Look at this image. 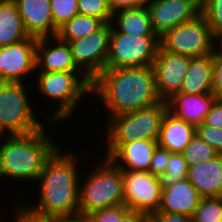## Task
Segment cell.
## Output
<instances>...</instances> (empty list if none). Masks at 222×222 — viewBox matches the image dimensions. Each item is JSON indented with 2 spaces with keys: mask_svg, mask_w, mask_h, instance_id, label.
<instances>
[{
  "mask_svg": "<svg viewBox=\"0 0 222 222\" xmlns=\"http://www.w3.org/2000/svg\"><path fill=\"white\" fill-rule=\"evenodd\" d=\"M91 94L103 103L108 119L162 101L152 66L105 68L92 81Z\"/></svg>",
  "mask_w": 222,
  "mask_h": 222,
  "instance_id": "6da1fadb",
  "label": "cell"
},
{
  "mask_svg": "<svg viewBox=\"0 0 222 222\" xmlns=\"http://www.w3.org/2000/svg\"><path fill=\"white\" fill-rule=\"evenodd\" d=\"M59 146L44 162L39 179L38 204L24 205L31 213L46 218L79 213L80 179L78 153H66ZM63 152V153H62ZM77 154V155H76ZM79 164V165H78Z\"/></svg>",
  "mask_w": 222,
  "mask_h": 222,
  "instance_id": "7a4b0ae2",
  "label": "cell"
},
{
  "mask_svg": "<svg viewBox=\"0 0 222 222\" xmlns=\"http://www.w3.org/2000/svg\"><path fill=\"white\" fill-rule=\"evenodd\" d=\"M41 129L28 134L7 135L0 143V177L37 181L44 162L60 146ZM48 134V135H47ZM51 137V138H50Z\"/></svg>",
  "mask_w": 222,
  "mask_h": 222,
  "instance_id": "3957f363",
  "label": "cell"
},
{
  "mask_svg": "<svg viewBox=\"0 0 222 222\" xmlns=\"http://www.w3.org/2000/svg\"><path fill=\"white\" fill-rule=\"evenodd\" d=\"M37 91L53 100L58 108L46 122L59 123L73 116L85 94L91 93L92 80L84 72H38Z\"/></svg>",
  "mask_w": 222,
  "mask_h": 222,
  "instance_id": "277c9868",
  "label": "cell"
},
{
  "mask_svg": "<svg viewBox=\"0 0 222 222\" xmlns=\"http://www.w3.org/2000/svg\"><path fill=\"white\" fill-rule=\"evenodd\" d=\"M101 162H96L89 176L82 180L83 184L80 182L81 214L88 215L100 209L124 204L123 170L109 158L105 157Z\"/></svg>",
  "mask_w": 222,
  "mask_h": 222,
  "instance_id": "5b68a950",
  "label": "cell"
},
{
  "mask_svg": "<svg viewBox=\"0 0 222 222\" xmlns=\"http://www.w3.org/2000/svg\"><path fill=\"white\" fill-rule=\"evenodd\" d=\"M165 101L150 107L112 116L107 121L106 143H128L134 140L157 141L164 115Z\"/></svg>",
  "mask_w": 222,
  "mask_h": 222,
  "instance_id": "8992f818",
  "label": "cell"
},
{
  "mask_svg": "<svg viewBox=\"0 0 222 222\" xmlns=\"http://www.w3.org/2000/svg\"><path fill=\"white\" fill-rule=\"evenodd\" d=\"M26 83L0 82V126L8 135L32 133L46 124L30 104Z\"/></svg>",
  "mask_w": 222,
  "mask_h": 222,
  "instance_id": "52a82bcc",
  "label": "cell"
},
{
  "mask_svg": "<svg viewBox=\"0 0 222 222\" xmlns=\"http://www.w3.org/2000/svg\"><path fill=\"white\" fill-rule=\"evenodd\" d=\"M215 44L216 39L202 13L160 37V46L164 50L190 58L212 54Z\"/></svg>",
  "mask_w": 222,
  "mask_h": 222,
  "instance_id": "ba28073f",
  "label": "cell"
},
{
  "mask_svg": "<svg viewBox=\"0 0 222 222\" xmlns=\"http://www.w3.org/2000/svg\"><path fill=\"white\" fill-rule=\"evenodd\" d=\"M159 46L158 36L127 35L112 26L105 68L153 66Z\"/></svg>",
  "mask_w": 222,
  "mask_h": 222,
  "instance_id": "9c48e42d",
  "label": "cell"
},
{
  "mask_svg": "<svg viewBox=\"0 0 222 222\" xmlns=\"http://www.w3.org/2000/svg\"><path fill=\"white\" fill-rule=\"evenodd\" d=\"M123 194L130 210L152 216L161 204V179L148 171L123 170Z\"/></svg>",
  "mask_w": 222,
  "mask_h": 222,
  "instance_id": "30bf717a",
  "label": "cell"
},
{
  "mask_svg": "<svg viewBox=\"0 0 222 222\" xmlns=\"http://www.w3.org/2000/svg\"><path fill=\"white\" fill-rule=\"evenodd\" d=\"M111 31V23L103 24L91 35L68 43L76 65L92 81L105 69Z\"/></svg>",
  "mask_w": 222,
  "mask_h": 222,
  "instance_id": "8fae6325",
  "label": "cell"
},
{
  "mask_svg": "<svg viewBox=\"0 0 222 222\" xmlns=\"http://www.w3.org/2000/svg\"><path fill=\"white\" fill-rule=\"evenodd\" d=\"M37 40L29 36L20 42L0 47V82L24 83L26 75L37 73Z\"/></svg>",
  "mask_w": 222,
  "mask_h": 222,
  "instance_id": "7c38bea8",
  "label": "cell"
},
{
  "mask_svg": "<svg viewBox=\"0 0 222 222\" xmlns=\"http://www.w3.org/2000/svg\"><path fill=\"white\" fill-rule=\"evenodd\" d=\"M190 64V57L175 54L159 46L153 63L156 90L162 101L179 93Z\"/></svg>",
  "mask_w": 222,
  "mask_h": 222,
  "instance_id": "4fadbf2b",
  "label": "cell"
},
{
  "mask_svg": "<svg viewBox=\"0 0 222 222\" xmlns=\"http://www.w3.org/2000/svg\"><path fill=\"white\" fill-rule=\"evenodd\" d=\"M147 8L153 29L160 38L172 28L199 15L201 13V1L153 0Z\"/></svg>",
  "mask_w": 222,
  "mask_h": 222,
  "instance_id": "5bb4252c",
  "label": "cell"
},
{
  "mask_svg": "<svg viewBox=\"0 0 222 222\" xmlns=\"http://www.w3.org/2000/svg\"><path fill=\"white\" fill-rule=\"evenodd\" d=\"M104 157L122 170L148 171L155 148L154 140H134L128 143H106Z\"/></svg>",
  "mask_w": 222,
  "mask_h": 222,
  "instance_id": "9a60e30c",
  "label": "cell"
},
{
  "mask_svg": "<svg viewBox=\"0 0 222 222\" xmlns=\"http://www.w3.org/2000/svg\"><path fill=\"white\" fill-rule=\"evenodd\" d=\"M51 39V37H48L40 38L37 40L36 71L83 72L74 61L70 45L59 40L56 37H53V41ZM54 41L57 45H50Z\"/></svg>",
  "mask_w": 222,
  "mask_h": 222,
  "instance_id": "2e32d148",
  "label": "cell"
},
{
  "mask_svg": "<svg viewBox=\"0 0 222 222\" xmlns=\"http://www.w3.org/2000/svg\"><path fill=\"white\" fill-rule=\"evenodd\" d=\"M27 34L36 39L56 37L50 0H14Z\"/></svg>",
  "mask_w": 222,
  "mask_h": 222,
  "instance_id": "e0dca14e",
  "label": "cell"
},
{
  "mask_svg": "<svg viewBox=\"0 0 222 222\" xmlns=\"http://www.w3.org/2000/svg\"><path fill=\"white\" fill-rule=\"evenodd\" d=\"M213 93L210 94H174L166 101L168 111L180 120L194 126L203 123L206 114L210 111L216 100Z\"/></svg>",
  "mask_w": 222,
  "mask_h": 222,
  "instance_id": "ac0fdd59",
  "label": "cell"
},
{
  "mask_svg": "<svg viewBox=\"0 0 222 222\" xmlns=\"http://www.w3.org/2000/svg\"><path fill=\"white\" fill-rule=\"evenodd\" d=\"M187 179L201 197H222V155L189 166Z\"/></svg>",
  "mask_w": 222,
  "mask_h": 222,
  "instance_id": "d6986e66",
  "label": "cell"
},
{
  "mask_svg": "<svg viewBox=\"0 0 222 222\" xmlns=\"http://www.w3.org/2000/svg\"><path fill=\"white\" fill-rule=\"evenodd\" d=\"M201 199L197 189L183 179L173 185L162 188L160 212L181 213L192 216Z\"/></svg>",
  "mask_w": 222,
  "mask_h": 222,
  "instance_id": "ffe728a7",
  "label": "cell"
},
{
  "mask_svg": "<svg viewBox=\"0 0 222 222\" xmlns=\"http://www.w3.org/2000/svg\"><path fill=\"white\" fill-rule=\"evenodd\" d=\"M196 135V126L178 119L169 111L163 117L157 144L172 153H182Z\"/></svg>",
  "mask_w": 222,
  "mask_h": 222,
  "instance_id": "44dd1931",
  "label": "cell"
},
{
  "mask_svg": "<svg viewBox=\"0 0 222 222\" xmlns=\"http://www.w3.org/2000/svg\"><path fill=\"white\" fill-rule=\"evenodd\" d=\"M213 65L212 54L190 58L179 93L193 95L212 93Z\"/></svg>",
  "mask_w": 222,
  "mask_h": 222,
  "instance_id": "7402d4cb",
  "label": "cell"
},
{
  "mask_svg": "<svg viewBox=\"0 0 222 222\" xmlns=\"http://www.w3.org/2000/svg\"><path fill=\"white\" fill-rule=\"evenodd\" d=\"M111 25L127 35L157 36L147 7L118 10L113 13Z\"/></svg>",
  "mask_w": 222,
  "mask_h": 222,
  "instance_id": "603a6c76",
  "label": "cell"
},
{
  "mask_svg": "<svg viewBox=\"0 0 222 222\" xmlns=\"http://www.w3.org/2000/svg\"><path fill=\"white\" fill-rule=\"evenodd\" d=\"M27 34L14 0H0V47L20 42Z\"/></svg>",
  "mask_w": 222,
  "mask_h": 222,
  "instance_id": "cb8c5ba5",
  "label": "cell"
},
{
  "mask_svg": "<svg viewBox=\"0 0 222 222\" xmlns=\"http://www.w3.org/2000/svg\"><path fill=\"white\" fill-rule=\"evenodd\" d=\"M103 24L98 18L78 14L58 28L56 38L69 43L91 35Z\"/></svg>",
  "mask_w": 222,
  "mask_h": 222,
  "instance_id": "d4e9b609",
  "label": "cell"
},
{
  "mask_svg": "<svg viewBox=\"0 0 222 222\" xmlns=\"http://www.w3.org/2000/svg\"><path fill=\"white\" fill-rule=\"evenodd\" d=\"M181 154L186 160L188 167L204 161L212 160L219 155L216 149L203 141L197 135L194 136Z\"/></svg>",
  "mask_w": 222,
  "mask_h": 222,
  "instance_id": "484cf974",
  "label": "cell"
},
{
  "mask_svg": "<svg viewBox=\"0 0 222 222\" xmlns=\"http://www.w3.org/2000/svg\"><path fill=\"white\" fill-rule=\"evenodd\" d=\"M191 217L193 222H222V197H201Z\"/></svg>",
  "mask_w": 222,
  "mask_h": 222,
  "instance_id": "4316f807",
  "label": "cell"
},
{
  "mask_svg": "<svg viewBox=\"0 0 222 222\" xmlns=\"http://www.w3.org/2000/svg\"><path fill=\"white\" fill-rule=\"evenodd\" d=\"M188 166L181 153H172L164 175L160 177L162 188L169 187L176 182L186 179Z\"/></svg>",
  "mask_w": 222,
  "mask_h": 222,
  "instance_id": "83f0119b",
  "label": "cell"
},
{
  "mask_svg": "<svg viewBox=\"0 0 222 222\" xmlns=\"http://www.w3.org/2000/svg\"><path fill=\"white\" fill-rule=\"evenodd\" d=\"M80 15L100 19L104 24L111 23L113 12L108 0H78Z\"/></svg>",
  "mask_w": 222,
  "mask_h": 222,
  "instance_id": "f1b7e54d",
  "label": "cell"
},
{
  "mask_svg": "<svg viewBox=\"0 0 222 222\" xmlns=\"http://www.w3.org/2000/svg\"><path fill=\"white\" fill-rule=\"evenodd\" d=\"M201 13L209 23L212 36L217 39L222 34V0H202Z\"/></svg>",
  "mask_w": 222,
  "mask_h": 222,
  "instance_id": "f546056e",
  "label": "cell"
},
{
  "mask_svg": "<svg viewBox=\"0 0 222 222\" xmlns=\"http://www.w3.org/2000/svg\"><path fill=\"white\" fill-rule=\"evenodd\" d=\"M54 25L59 28L79 14L78 0H50Z\"/></svg>",
  "mask_w": 222,
  "mask_h": 222,
  "instance_id": "4dcf8cb0",
  "label": "cell"
},
{
  "mask_svg": "<svg viewBox=\"0 0 222 222\" xmlns=\"http://www.w3.org/2000/svg\"><path fill=\"white\" fill-rule=\"evenodd\" d=\"M129 210L125 204H122L94 211L88 216L92 222H120Z\"/></svg>",
  "mask_w": 222,
  "mask_h": 222,
  "instance_id": "1f68e13d",
  "label": "cell"
},
{
  "mask_svg": "<svg viewBox=\"0 0 222 222\" xmlns=\"http://www.w3.org/2000/svg\"><path fill=\"white\" fill-rule=\"evenodd\" d=\"M196 135L222 155V129L208 127L202 123L196 126Z\"/></svg>",
  "mask_w": 222,
  "mask_h": 222,
  "instance_id": "d6a6232c",
  "label": "cell"
},
{
  "mask_svg": "<svg viewBox=\"0 0 222 222\" xmlns=\"http://www.w3.org/2000/svg\"><path fill=\"white\" fill-rule=\"evenodd\" d=\"M215 44L212 52L213 58V82L212 93L216 98H222V49Z\"/></svg>",
  "mask_w": 222,
  "mask_h": 222,
  "instance_id": "836d02e7",
  "label": "cell"
},
{
  "mask_svg": "<svg viewBox=\"0 0 222 222\" xmlns=\"http://www.w3.org/2000/svg\"><path fill=\"white\" fill-rule=\"evenodd\" d=\"M172 152H170L168 149L162 148L159 145L155 148L151 164L149 167V172L152 175L161 177L165 174L169 158Z\"/></svg>",
  "mask_w": 222,
  "mask_h": 222,
  "instance_id": "e575fe53",
  "label": "cell"
},
{
  "mask_svg": "<svg viewBox=\"0 0 222 222\" xmlns=\"http://www.w3.org/2000/svg\"><path fill=\"white\" fill-rule=\"evenodd\" d=\"M203 124L222 129V98H217L212 104L210 111L206 114Z\"/></svg>",
  "mask_w": 222,
  "mask_h": 222,
  "instance_id": "d590c367",
  "label": "cell"
},
{
  "mask_svg": "<svg viewBox=\"0 0 222 222\" xmlns=\"http://www.w3.org/2000/svg\"><path fill=\"white\" fill-rule=\"evenodd\" d=\"M18 206L15 205L12 212L14 213V222H54L53 218H46V217H39L33 213H31L29 210H27L22 203H17ZM20 206V207H19ZM18 208V209H17Z\"/></svg>",
  "mask_w": 222,
  "mask_h": 222,
  "instance_id": "8d00e7d4",
  "label": "cell"
},
{
  "mask_svg": "<svg viewBox=\"0 0 222 222\" xmlns=\"http://www.w3.org/2000/svg\"><path fill=\"white\" fill-rule=\"evenodd\" d=\"M153 0H108L113 13L120 9L147 7Z\"/></svg>",
  "mask_w": 222,
  "mask_h": 222,
  "instance_id": "74e56055",
  "label": "cell"
},
{
  "mask_svg": "<svg viewBox=\"0 0 222 222\" xmlns=\"http://www.w3.org/2000/svg\"><path fill=\"white\" fill-rule=\"evenodd\" d=\"M152 217L157 222H193L192 217L181 213H169L156 211Z\"/></svg>",
  "mask_w": 222,
  "mask_h": 222,
  "instance_id": "f35d334b",
  "label": "cell"
},
{
  "mask_svg": "<svg viewBox=\"0 0 222 222\" xmlns=\"http://www.w3.org/2000/svg\"><path fill=\"white\" fill-rule=\"evenodd\" d=\"M53 219L54 222H92L88 215L81 213L74 215L58 216Z\"/></svg>",
  "mask_w": 222,
  "mask_h": 222,
  "instance_id": "ab89813d",
  "label": "cell"
},
{
  "mask_svg": "<svg viewBox=\"0 0 222 222\" xmlns=\"http://www.w3.org/2000/svg\"><path fill=\"white\" fill-rule=\"evenodd\" d=\"M149 217L147 214L129 210L120 222H145Z\"/></svg>",
  "mask_w": 222,
  "mask_h": 222,
  "instance_id": "60d3db41",
  "label": "cell"
},
{
  "mask_svg": "<svg viewBox=\"0 0 222 222\" xmlns=\"http://www.w3.org/2000/svg\"><path fill=\"white\" fill-rule=\"evenodd\" d=\"M5 134V135H4ZM3 135V136H2ZM8 135V133L0 126V139L2 138V140L3 139H5L6 137H4V136H7ZM2 140H0V143L1 142H3Z\"/></svg>",
  "mask_w": 222,
  "mask_h": 222,
  "instance_id": "b9f144b4",
  "label": "cell"
},
{
  "mask_svg": "<svg viewBox=\"0 0 222 222\" xmlns=\"http://www.w3.org/2000/svg\"><path fill=\"white\" fill-rule=\"evenodd\" d=\"M216 43L222 49V34L216 39Z\"/></svg>",
  "mask_w": 222,
  "mask_h": 222,
  "instance_id": "7bdbcfd3",
  "label": "cell"
},
{
  "mask_svg": "<svg viewBox=\"0 0 222 222\" xmlns=\"http://www.w3.org/2000/svg\"><path fill=\"white\" fill-rule=\"evenodd\" d=\"M145 222H157L152 216H150Z\"/></svg>",
  "mask_w": 222,
  "mask_h": 222,
  "instance_id": "ee69618b",
  "label": "cell"
}]
</instances>
